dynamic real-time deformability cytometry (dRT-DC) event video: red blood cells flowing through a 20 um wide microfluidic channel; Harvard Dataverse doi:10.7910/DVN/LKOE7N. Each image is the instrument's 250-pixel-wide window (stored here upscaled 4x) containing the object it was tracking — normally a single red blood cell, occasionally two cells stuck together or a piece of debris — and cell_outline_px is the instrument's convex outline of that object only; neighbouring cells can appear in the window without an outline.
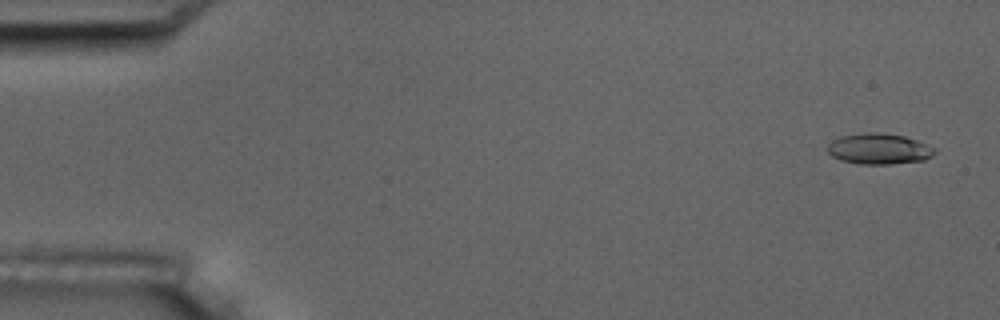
{"species": "common noctule bat (a hibernating species)", "species_latin": "Nyctalus noctula", "temperature_condition": "room temperature", "stored_images_in_passage": 5, "camera_frame_rate_fps": 3000, "um_per_image_px": 0.085, "animal": {"sex": "male", "body_mass_g": 17.5, "forearm_length_mm": 52.3}, "frame": {"image": 1, "passage_image": 1, "time_ms": 0.0, "image_size_px": [1000, 320], "cell_outline_px": [[936, 152], [932, 156], [924, 160], [888, 164], [860, 164], [840, 160], [832, 156], [828, 152], [828, 144], [832, 140], [844, 136], [868, 132], [880, 132], [904, 136], [916, 140], [936, 148]], "centroid_in_image_um": [74.73, 12.65], "position_along_channel_um": 10.3, "area_um2": 19.13}}
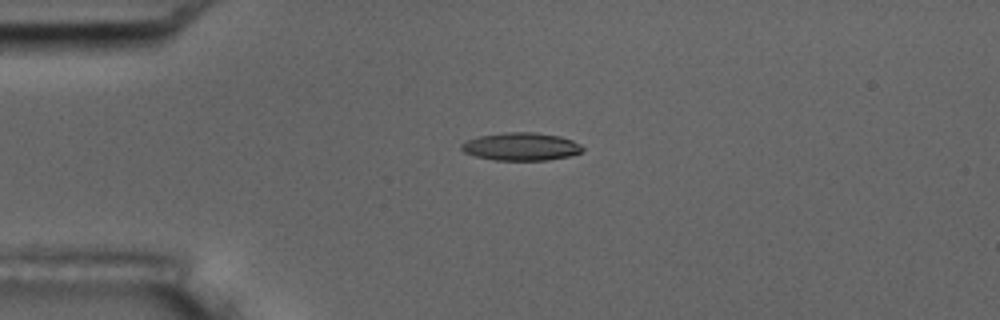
{"frame": {"image": 2, "passage_image": 4, "time_ms": 3.667, "image_size_px": [1000, 320], "cell_outline_px": [[584, 148], [580, 152], [572, 156], [548, 160], [496, 160], [476, 156], [464, 152], [460, 148], [460, 144], [468, 140], [480, 136], [504, 132], [536, 132], [560, 136], [572, 140], [580, 144]], "centroid_in_image_um": [44.31, 12.46], "position_along_channel_um": 40.7, "area_um2": 19.71}}